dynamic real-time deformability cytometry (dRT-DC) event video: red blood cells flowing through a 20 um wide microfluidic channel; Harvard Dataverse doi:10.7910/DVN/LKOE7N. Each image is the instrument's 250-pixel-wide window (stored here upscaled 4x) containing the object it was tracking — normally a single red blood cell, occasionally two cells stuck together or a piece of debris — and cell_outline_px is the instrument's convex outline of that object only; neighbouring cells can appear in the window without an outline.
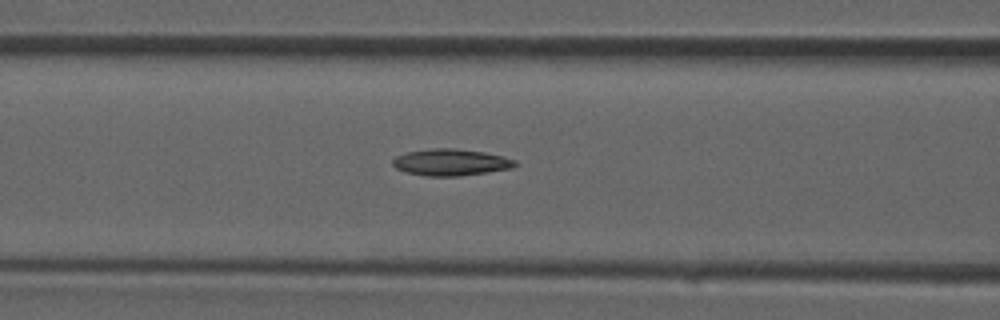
{"species": "common noctule bat (a hibernating species)", "species_latin": "Nyctalus noctula", "temperature_condition": "room temperature", "stored_images_in_passage": 35, "camera_frame_rate_fps": 3000, "um_per_image_px": 0.085, "animal": {"sex": "male", "forearm_length_mm": 52.5}, "frame": {"image": 1, "passage_image": 11, "time_ms": 3.333, "image_size_px": [1000, 320], "cell_outline_px": [[520, 164], [512, 168], [488, 172], [460, 176], [428, 176], [404, 172], [396, 168], [392, 164], [392, 160], [396, 156], [408, 152], [432, 148], [452, 148], [484, 152], [516, 160]], "centroid_in_image_um": [38.32, 13.8], "position_along_channel_um": 128.3, "area_um2": 19.02}}